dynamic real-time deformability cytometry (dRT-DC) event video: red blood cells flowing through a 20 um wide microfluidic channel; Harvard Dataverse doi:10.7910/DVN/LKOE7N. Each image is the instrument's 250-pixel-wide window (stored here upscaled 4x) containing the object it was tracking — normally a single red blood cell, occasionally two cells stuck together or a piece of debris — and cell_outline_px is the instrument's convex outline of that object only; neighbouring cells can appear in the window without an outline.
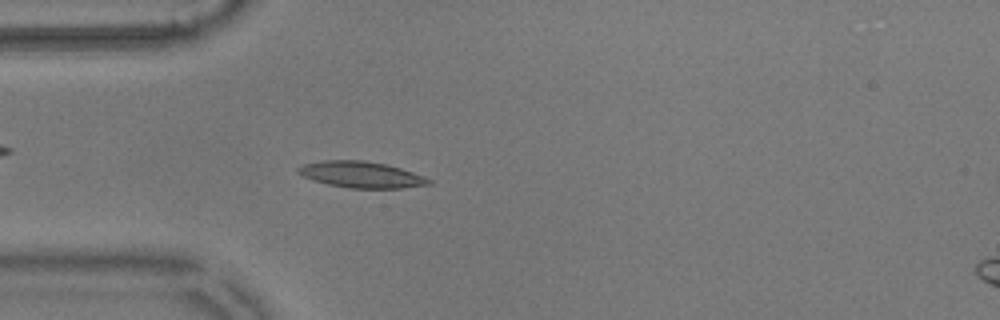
{"species": "common noctule bat (a hibernating species)", "species_latin": "Nyctalus noctula", "temperature_condition": "warm", "stored_images_in_passage": 55, "camera_frame_rate_fps": 3000, "um_per_image_px": 0.085, "animal": {"sex": "male", "body_mass_g": 17.9}, "frame": {"image": 1, "passage_image": 15, "time_ms": 4.667, "image_size_px": [1000, 320], "cell_outline_px": [[432, 184], [400, 188], [348, 188], [328, 184], [312, 180], [296, 172], [296, 168], [304, 164], [324, 160], [364, 160], [384, 164], [400, 168], [424, 176], [432, 180]], "centroid_in_image_um": [30.69, 14.84], "position_along_channel_um": 54.3, "area_um2": 19.94}}
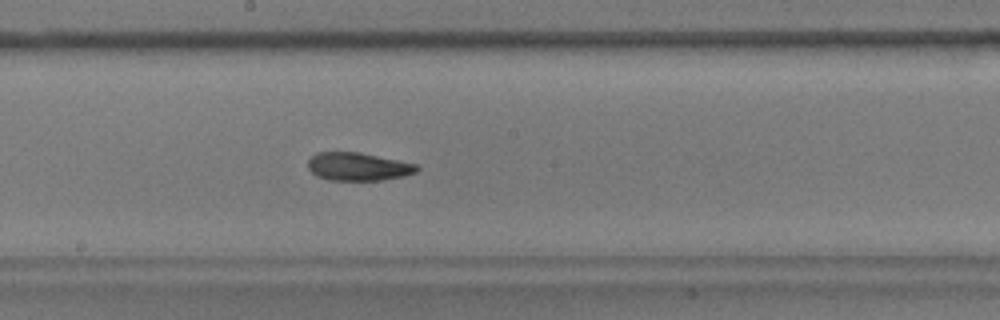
{"frame": {"image": 2, "passage_image": 29, "time_ms": 9.333, "image_size_px": [1000, 320], "cell_outline_px": [[420, 168], [416, 172], [404, 176], [380, 180], [328, 180], [316, 176], [308, 168], [308, 160], [316, 152], [360, 152], [416, 164]], "centroid_in_image_um": [30.42, 14.16], "position_along_channel_um": 217.8, "area_um2": 17.8}}
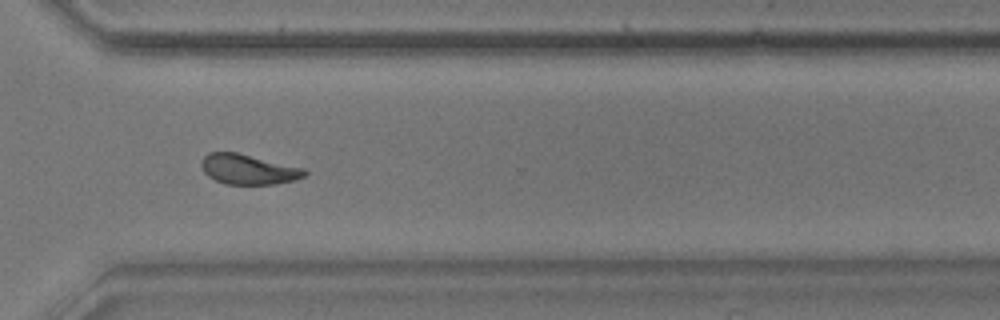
{"frame": {"image": 3, "passage_image": 40, "time_ms": 13.0, "image_size_px": [1000, 320], "cell_outline_px": [[308, 172], [304, 176], [296, 180], [276, 184], [224, 184], [208, 176], [204, 172], [200, 164], [200, 160], [208, 152], [236, 152], [304, 168]], "centroid_in_image_um": [21.09, 14.39], "position_along_channel_um": 349.5, "area_um2": 18.15}, "authors_computed_cell_mechanics": {"area_um2": 18.2648, "velocity_mm_per_s": 3.588, "shape_relaxation_time_tau1_ms": 5.352, "shape_relaxation_time_tau2_ms": 2.8716, "deformation_change_tau1": 0.1563, "deformation_change_tau2": 0.0996}}